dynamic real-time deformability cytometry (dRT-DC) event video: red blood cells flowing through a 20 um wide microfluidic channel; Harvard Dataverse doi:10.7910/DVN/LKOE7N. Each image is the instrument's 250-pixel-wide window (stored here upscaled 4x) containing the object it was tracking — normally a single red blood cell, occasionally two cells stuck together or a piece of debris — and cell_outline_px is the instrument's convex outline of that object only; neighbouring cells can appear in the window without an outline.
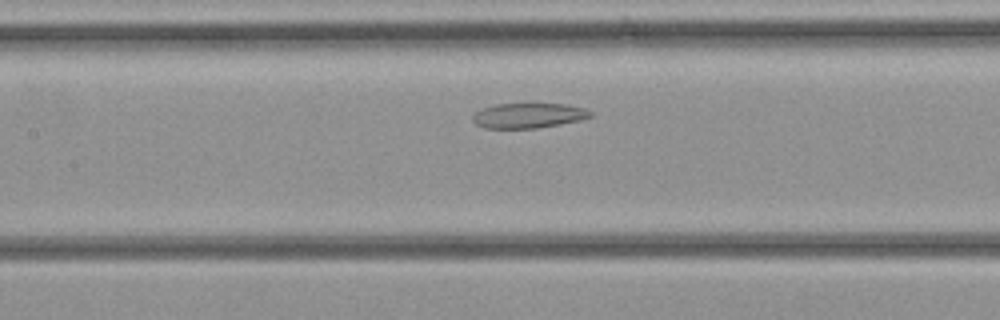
{"species": "common noctule bat (a hibernating species)", "species_latin": "Nyctalus noctula", "temperature_condition": "cold", "stored_images_in_passage": 24, "camera_frame_rate_fps": 3000, "um_per_image_px": 0.085, "animal": {"sex": "female", "body_mass_g": 21.9}, "frame": {"image": 1, "passage_image": 9, "time_ms": 2.667, "image_size_px": [1000, 320], "cell_outline_px": [[592, 116], [580, 120], [560, 124], [536, 128], [484, 128], [476, 124], [472, 120], [472, 116], [480, 108], [496, 104], [564, 104], [584, 108], [592, 112]], "centroid_in_image_um": [44.88, 9.82], "position_along_channel_um": 162.5, "area_um2": 17.11}}
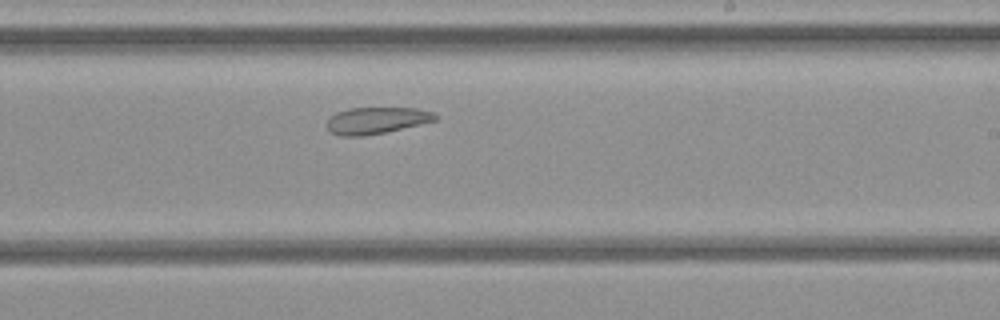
{"frame": {"image": 2, "passage_image": 14, "time_ms": 4.333, "image_size_px": [1000, 320], "cell_outline_px": [[440, 116], [436, 120], [420, 124], [384, 132], [364, 136], [340, 136], [328, 132], [324, 124], [336, 112], [348, 108], [416, 108], [432, 112]], "centroid_in_image_um": [31.94, 10.24], "position_along_channel_um": 257.1, "area_um2": 16.94}}
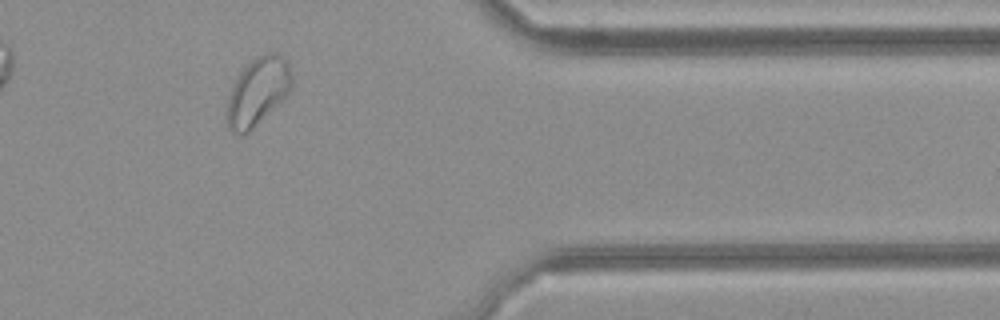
{"frame": {"image": 3, "passage_image": 22, "time_ms": 7.0, "image_size_px": [1000, 320], "cell_outline_px": [[292, 88], [248, 132], [240, 136], [232, 132], [228, 128], [224, 112], [232, 84], [240, 72], [252, 60], [264, 52], [280, 52], [284, 56], [292, 72]], "centroid_in_image_um": [21.87, 7.75], "position_along_channel_um": 389.5, "area_um2": 25.66}}